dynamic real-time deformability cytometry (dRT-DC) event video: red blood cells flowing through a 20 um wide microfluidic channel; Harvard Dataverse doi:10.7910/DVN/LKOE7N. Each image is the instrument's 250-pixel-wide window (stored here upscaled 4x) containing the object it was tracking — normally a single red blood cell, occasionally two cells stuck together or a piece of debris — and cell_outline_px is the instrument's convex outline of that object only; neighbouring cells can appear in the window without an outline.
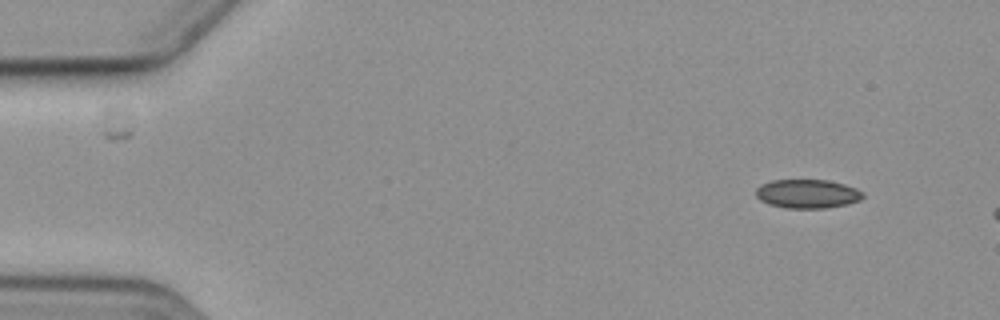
{"species": "common noctule bat (a hibernating species)", "species_latin": "Nyctalus noctula", "temperature_condition": "cold", "stored_images_in_passage": 3, "camera_frame_rate_fps": 3000, "um_per_image_px": 0.085, "animal": {"sex": "female", "body_mass_g": 19.3, "forearm_length_mm": 54.1}, "frame": {"image": 1, "passage_image": 1, "time_ms": 0.0, "image_size_px": [1000, 320], "cell_outline_px": [[864, 196], [860, 200], [848, 204], [824, 208], [784, 208], [768, 204], [760, 200], [756, 196], [756, 188], [760, 184], [772, 180], [828, 180], [844, 184], [856, 188], [864, 192]], "centroid_in_image_um": [68.62, 16.47], "position_along_channel_um": 16.4, "area_um2": 18.15}}